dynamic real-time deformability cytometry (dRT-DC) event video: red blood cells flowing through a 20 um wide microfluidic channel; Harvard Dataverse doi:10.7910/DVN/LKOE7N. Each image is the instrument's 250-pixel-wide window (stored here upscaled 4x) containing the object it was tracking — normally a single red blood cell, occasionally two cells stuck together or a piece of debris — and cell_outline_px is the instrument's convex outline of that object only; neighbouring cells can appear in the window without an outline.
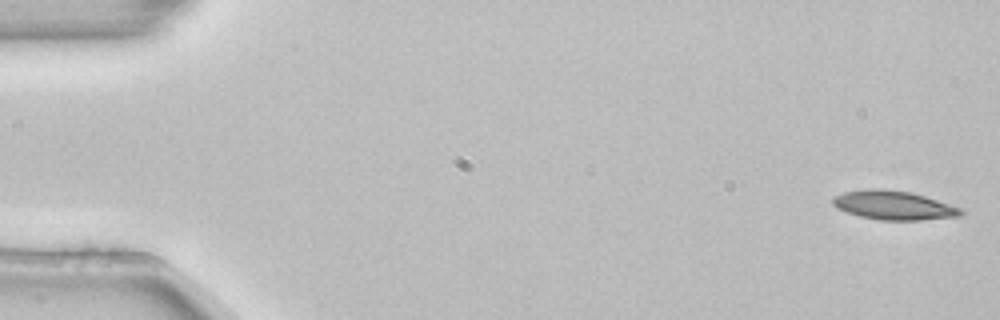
{"species": "common noctule bat (a hibernating species)", "species_latin": "Nyctalus noctula", "temperature_condition": "room temperature", "stored_images_in_passage": 4, "camera_frame_rate_fps": 3000, "um_per_image_px": 0.085, "animal": {"sex": "female", "body_mass_g": 22.7, "forearm_length_mm": 54.2}, "frame": {"image": 1, "passage_image": 1, "time_ms": 0.0, "image_size_px": [1000, 320], "cell_outline_px": [[964, 212], [960, 216], [920, 220], [880, 220], [860, 216], [836, 208], [832, 204], [832, 200], [836, 196], [844, 192], [868, 188], [880, 188], [912, 192], [960, 208]], "centroid_in_image_um": [75.93, 17.44], "position_along_channel_um": 9.1, "area_um2": 21.44}}
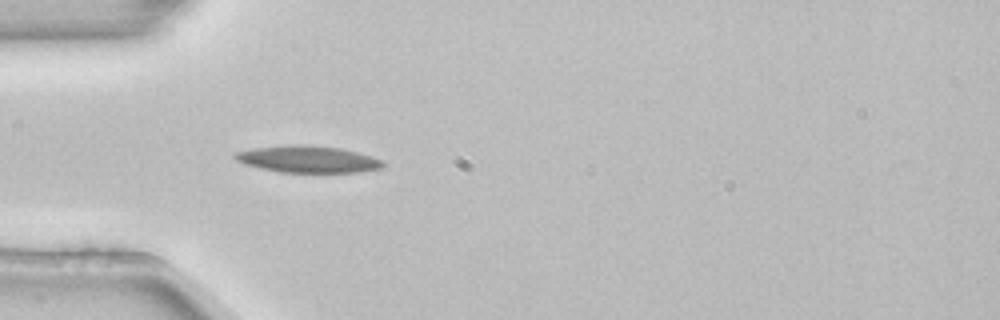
{"frame": {"image": 2, "passage_image": 4, "time_ms": 1.0, "image_size_px": [1000, 320], "cell_outline_px": [[388, 164], [380, 168], [356, 172], [280, 172], [260, 168], [244, 164], [236, 160], [232, 156], [232, 152], [252, 148], [292, 144], [312, 144], [340, 148], [372, 156], [384, 160]], "centroid_in_image_um": [26.14, 13.51], "position_along_channel_um": 58.9, "area_um2": 23.47}}